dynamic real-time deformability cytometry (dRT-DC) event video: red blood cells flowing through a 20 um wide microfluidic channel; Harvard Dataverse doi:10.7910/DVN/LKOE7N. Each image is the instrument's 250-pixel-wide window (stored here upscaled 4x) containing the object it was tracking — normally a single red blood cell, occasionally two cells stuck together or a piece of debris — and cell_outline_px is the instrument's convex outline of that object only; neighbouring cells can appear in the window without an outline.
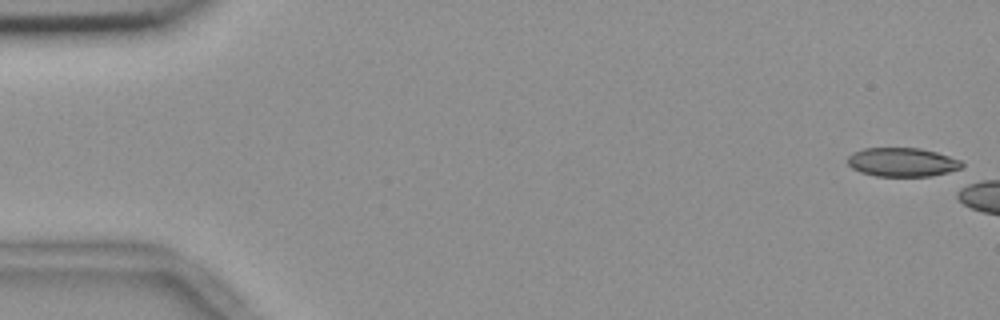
{"species": "common noctule bat (a hibernating species)", "species_latin": "Nyctalus noctula", "temperature_condition": "room temperature", "stored_images_in_passage": 10, "camera_frame_rate_fps": 3000, "um_per_image_px": 0.085, "animal": {"sex": "female", "body_mass_g": 18.4}, "frame": {"image": 1, "passage_image": 1, "time_ms": 0.0, "image_size_px": [1000, 320], "cell_outline_px": [[964, 164], [960, 168], [948, 172], [932, 176], [876, 176], [860, 172], [852, 168], [848, 164], [848, 156], [852, 152], [864, 148], [920, 148], [936, 152], [960, 160]], "centroid_in_image_um": [76.66, 13.78], "position_along_channel_um": 8.3, "area_um2": 19.19}}